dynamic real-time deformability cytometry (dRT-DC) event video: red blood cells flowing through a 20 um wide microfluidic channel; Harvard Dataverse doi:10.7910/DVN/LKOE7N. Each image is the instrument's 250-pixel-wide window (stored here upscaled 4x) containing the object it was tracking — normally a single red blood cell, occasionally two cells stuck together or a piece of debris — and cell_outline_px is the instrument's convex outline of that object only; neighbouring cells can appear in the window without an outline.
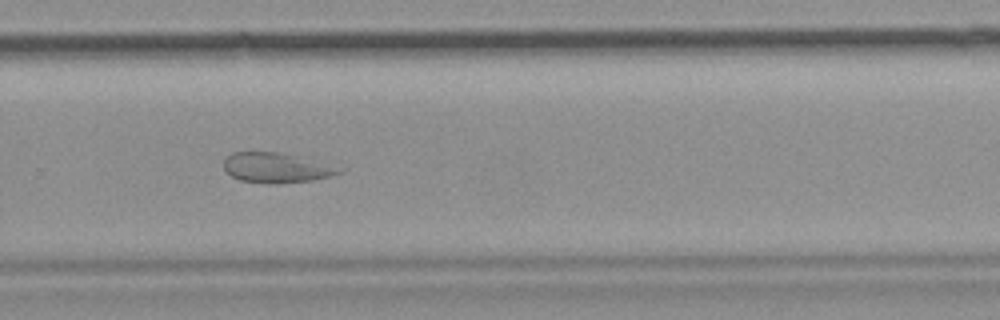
{"species": "common noctule bat (a hibernating species)", "species_latin": "Nyctalus noctula", "temperature_condition": "room temperature", "stored_images_in_passage": 40, "camera_frame_rate_fps": 3000, "um_per_image_px": 0.085, "animal": {"sex": "female", "body_mass_g": 19.9}, "frame": {"image": 1, "passage_image": 29, "time_ms": 9.333, "image_size_px": [1000, 320], "cell_outline_px": [[344, 172], [312, 180], [276, 184], [264, 184], [240, 180], [224, 172], [224, 160], [232, 152], [276, 152], [344, 168]], "centroid_in_image_um": [23.43, 14.28], "position_along_channel_um": 306.4, "area_um2": 19.94}, "authors_computed_cell_mechanics": {"area_um2": 22.7443, "velocity_mm_per_s": 3.6642, "shape_relaxation_time_tau1_ms": null, "shape_relaxation_time_tau2_ms": 2.4296, "deformation_change_tau1": null, "deformation_change_tau2": 0.085}}